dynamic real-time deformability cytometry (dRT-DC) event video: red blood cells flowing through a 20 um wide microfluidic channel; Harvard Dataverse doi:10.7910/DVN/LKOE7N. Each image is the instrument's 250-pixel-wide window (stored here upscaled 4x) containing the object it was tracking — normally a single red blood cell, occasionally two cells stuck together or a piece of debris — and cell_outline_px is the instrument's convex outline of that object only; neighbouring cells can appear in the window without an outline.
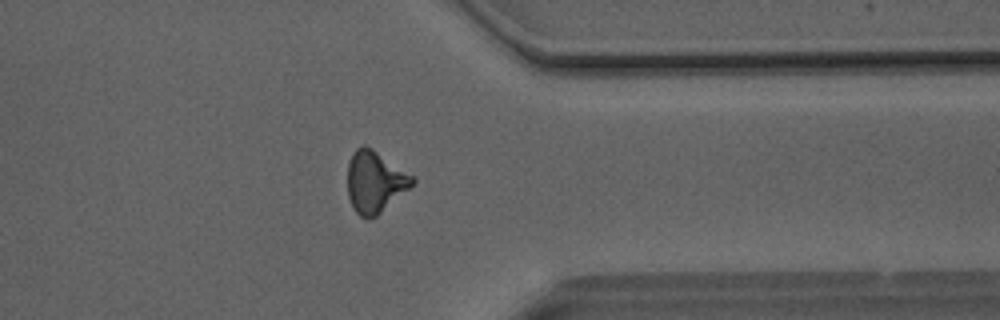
{"species": "Egyptian fruit bat (a non-hibernating species)", "species_latin": "Rousettus aegyptiacus", "temperature_condition": "room temperature", "stored_images_in_passage": 41, "camera_frame_rate_fps": 3000, "um_per_image_px": 0.085, "animal": {"sex": "male"}, "frame": {"image": 1, "passage_image": 31, "time_ms": 10.0, "image_size_px": [1000, 320], "cell_outline_px": [[416, 180], [408, 188], [376, 216], [360, 216], [356, 212], [348, 196], [348, 164], [352, 152], [356, 148], [364, 144], [372, 148], [412, 176]], "centroid_in_image_um": [31.83, 15.41], "position_along_channel_um": 379.6, "area_um2": 22.54}}
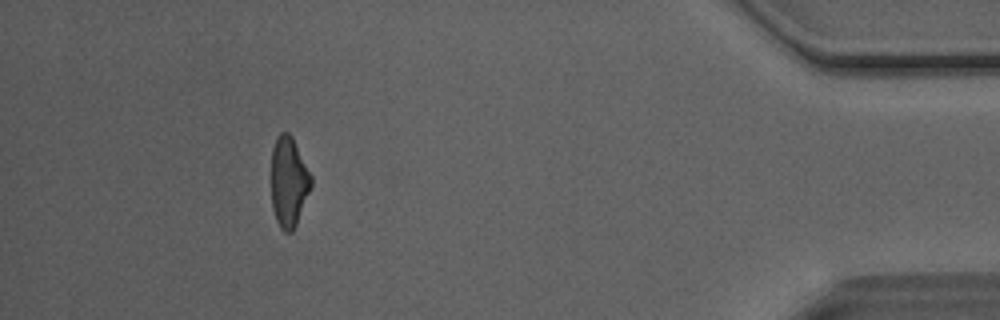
{"frame": {"image": 2, "passage_image": 37, "time_ms": 12.0, "image_size_px": [1000, 320], "cell_outline_px": [[312, 184], [296, 224], [292, 232], [284, 232], [280, 228], [276, 220], [272, 208], [272, 148], [276, 136], [280, 132], [288, 132], [292, 136], [312, 176]], "centroid_in_image_um": [24.53, 15.44], "position_along_channel_um": 410.7, "area_um2": 20.87}, "authors_computed_cell_mechanics": {"area_um2": 22.4842, "velocity_mm_per_s": 4.1004, "shape_relaxation_time_tau1_ms": 7.4889, "shape_relaxation_time_tau2_ms": 2.1393, "deformation_change_tau1": 0.1987, "deformation_change_tau2": 0.1171}}